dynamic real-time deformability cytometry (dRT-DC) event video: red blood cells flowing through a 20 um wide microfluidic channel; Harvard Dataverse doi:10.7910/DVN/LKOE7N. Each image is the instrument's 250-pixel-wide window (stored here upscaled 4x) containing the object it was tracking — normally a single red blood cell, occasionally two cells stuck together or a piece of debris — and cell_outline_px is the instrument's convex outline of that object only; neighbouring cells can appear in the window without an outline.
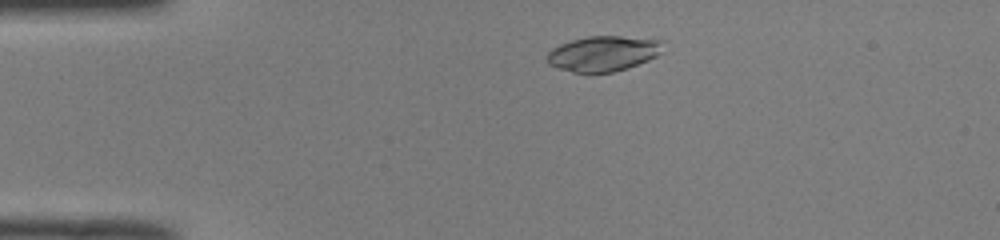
{"species": "common noctule bat (a hibernating species)", "species_latin": "Nyctalus noctula", "temperature_condition": "room temperature", "stored_images_in_passage": 45, "camera_frame_rate_fps": 3000, "um_per_image_px": 0.085, "animal": {"sex": "male", "body_mass_g": 19.0, "forearm_length_mm": 50.8}, "frame": {"image": 1, "passage_image": 6, "time_ms": 1.667, "image_size_px": [1000, 240], "cell_outline_px": [[664, 40], [660, 52], [656, 56], [648, 60], [628, 68], [612, 72], [572, 72], [556, 68], [548, 64], [548, 52], [552, 48], [560, 44], [572, 40], [588, 36], [620, 36]], "centroid_in_image_um": [51.27, 4.55], "position_along_channel_um": 33.7, "area_um2": 23.76}}
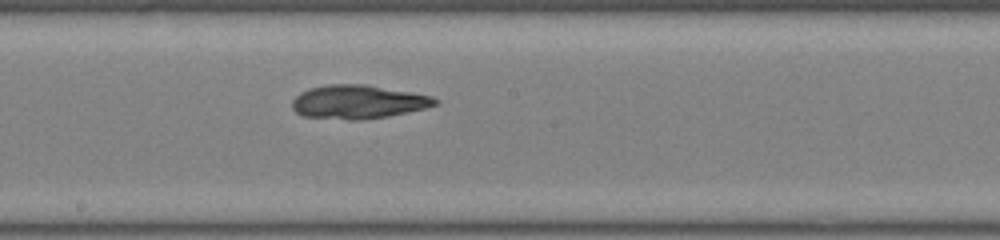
{"frame": {"image": 2, "passage_image": 23, "time_ms": 7.333, "image_size_px": [1000, 240], "cell_outline_px": [[440, 100], [436, 104], [424, 108], [388, 116], [356, 120], [348, 120], [300, 116], [292, 108], [292, 100], [300, 92], [308, 88], [328, 84], [364, 84], [412, 92], [432, 96]], "centroid_in_image_um": [30.39, 8.65], "position_along_channel_um": 217.8, "area_um2": 28.09}}
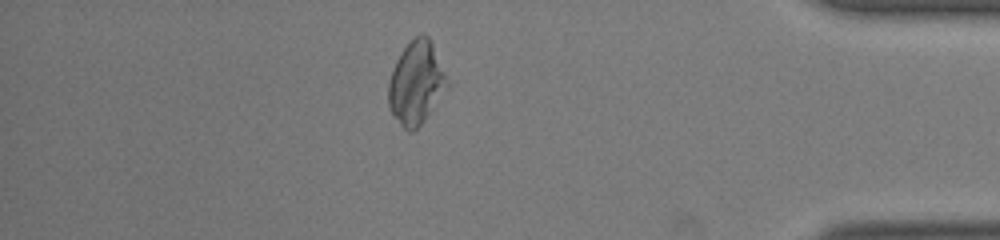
{"frame": {"image": 3, "passage_image": 39, "time_ms": 12.667, "image_size_px": [1000, 240], "cell_outline_px": [[448, 84], [424, 120], [412, 132], [408, 132], [392, 116], [388, 104], [388, 80], [392, 68], [400, 52], [420, 32], [424, 32], [428, 36], [432, 44], [448, 80]], "centroid_in_image_um": [35.32, 7.03], "position_along_channel_um": 399.9, "area_um2": 28.03}, "authors_computed_cell_mechanics": {"area_um2": 27.3394, "velocity_mm_per_s": 4.067, "shape_relaxation_time_tau1_ms": 5.9571, "shape_relaxation_time_tau2_ms": 4.9491, "deformation_change_tau1": 0.2164, "deformation_change_tau2": 0.0559}}